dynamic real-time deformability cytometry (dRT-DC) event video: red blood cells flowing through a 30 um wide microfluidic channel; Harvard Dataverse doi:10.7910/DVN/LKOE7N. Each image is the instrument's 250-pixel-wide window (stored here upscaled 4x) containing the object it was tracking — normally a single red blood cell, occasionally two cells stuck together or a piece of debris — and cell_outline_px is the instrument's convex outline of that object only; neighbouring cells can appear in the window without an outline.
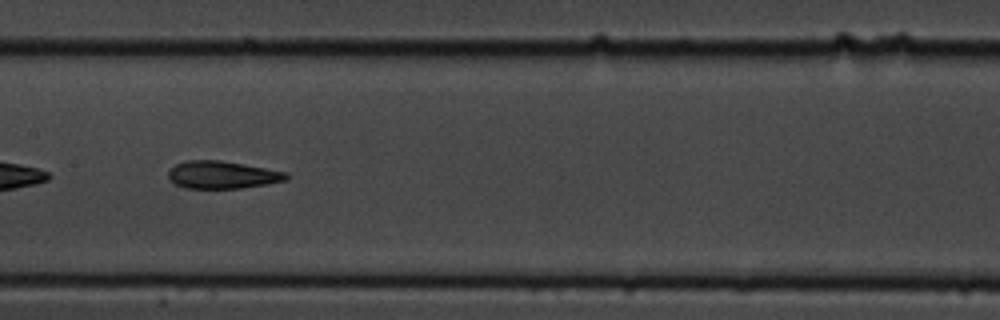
{"species": "common noctule bat (a hibernating species)", "species_latin": "Nyctalus noctula", "temperature_condition": "cold", "stored_images_in_passage": 8, "camera_frame_rate_fps": 3000, "um_per_image_px": 0.085, "animal": {"sex": "male", "body_mass_g": 19.5, "forearm_length_mm": 54.6}, "frame": {"image": 1, "passage_image": 8, "time_ms": 8.333, "image_size_px": [1000, 320], "cell_outline_px": [[288, 176], [284, 180], [268, 184], [240, 188], [184, 188], [176, 184], [168, 176], [168, 172], [176, 164], [184, 160], [220, 160], [244, 164], [288, 172]], "centroid_in_image_um": [18.89, 14.85], "position_along_channel_um": 188.5, "area_um2": 18.84}}